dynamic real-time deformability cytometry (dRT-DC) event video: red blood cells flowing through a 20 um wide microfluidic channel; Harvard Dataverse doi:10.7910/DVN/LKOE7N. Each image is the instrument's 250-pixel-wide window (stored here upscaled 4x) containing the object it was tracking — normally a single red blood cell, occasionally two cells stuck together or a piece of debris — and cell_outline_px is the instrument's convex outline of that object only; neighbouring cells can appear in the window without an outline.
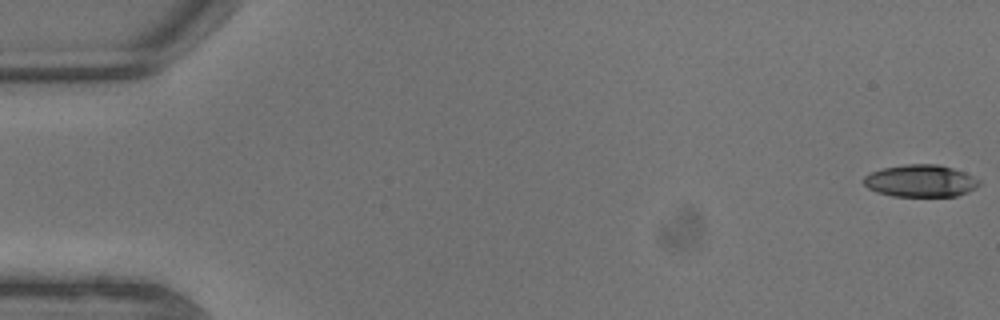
{"species": "common noctule bat (a hibernating species)", "species_latin": "Nyctalus noctula", "temperature_condition": "warm", "stored_images_in_passage": 8, "camera_frame_rate_fps": 3000, "um_per_image_px": 0.085, "animal": {"sex": "male", "body_mass_g": 13.3}, "frame": {"image": 1, "passage_image": 1, "time_ms": 0.0, "image_size_px": [1000, 320], "cell_outline_px": [[980, 184], [976, 188], [968, 192], [956, 196], [892, 196], [876, 192], [868, 188], [864, 184], [864, 176], [872, 172], [884, 168], [904, 164], [936, 164], [952, 168], [964, 172], [980, 180]], "centroid_in_image_um": [78.25, 15.38], "position_along_channel_um": 6.7, "area_um2": 21.62}}
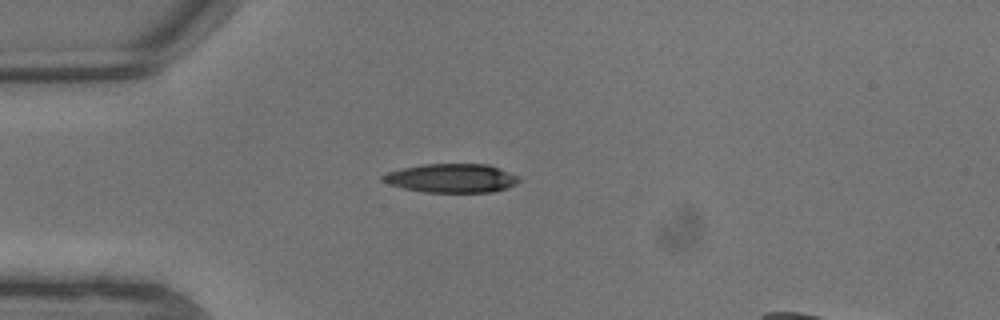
{"frame": {"image": 2, "passage_image": 6, "time_ms": 1.667, "image_size_px": [1000, 320], "cell_outline_px": [[520, 180], [516, 184], [508, 188], [492, 192], [424, 192], [404, 188], [388, 184], [380, 180], [380, 176], [388, 172], [404, 168], [424, 164], [488, 164], [516, 176]], "centroid_in_image_um": [38.35, 15.15], "position_along_channel_um": 46.7, "area_um2": 22.72}}
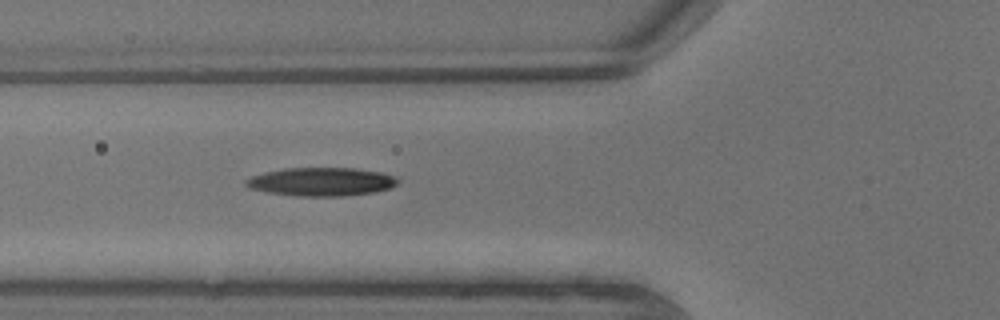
{"frame": {"image": 3, "passage_image": 8, "time_ms": 2.333, "image_size_px": [1000, 320], "cell_outline_px": [[400, 180], [392, 188], [376, 192], [344, 196], [300, 196], [268, 192], [248, 188], [244, 184], [244, 180], [252, 176], [264, 172], [284, 168], [356, 168], [380, 172], [396, 176]], "centroid_in_image_um": [27.33, 15.44], "position_along_channel_um": 98.5, "area_um2": 25.37}}